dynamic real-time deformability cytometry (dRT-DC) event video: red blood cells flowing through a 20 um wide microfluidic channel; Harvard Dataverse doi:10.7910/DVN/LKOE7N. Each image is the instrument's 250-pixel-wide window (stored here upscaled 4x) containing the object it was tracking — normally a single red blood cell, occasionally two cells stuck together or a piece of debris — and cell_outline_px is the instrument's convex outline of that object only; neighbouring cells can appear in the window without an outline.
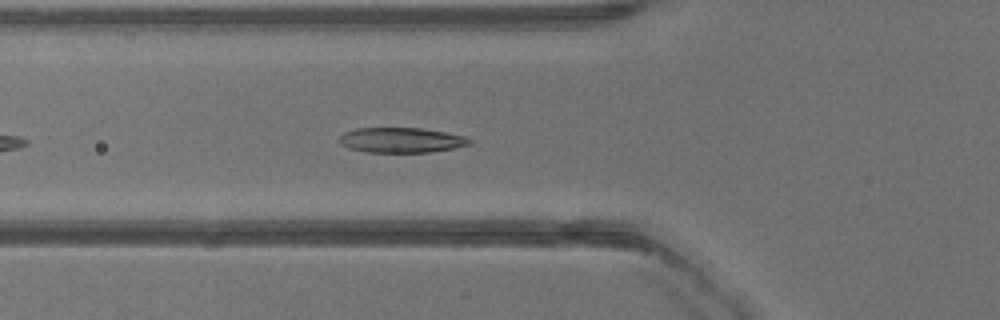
{"species": "common noctule bat (a hibernating species)", "species_latin": "Nyctalus noctula", "temperature_condition": "warm", "stored_images_in_passage": 29, "camera_frame_rate_fps": 3000, "um_per_image_px": 0.085, "animal": {"sex": "male", "body_mass_g": 13.3}, "frame": {"image": 1, "passage_image": 5, "time_ms": 1.333, "image_size_px": [1000, 320], "cell_outline_px": [[472, 144], [456, 148], [428, 152], [364, 152], [348, 148], [340, 144], [336, 140], [344, 132], [356, 128], [420, 128], [444, 132], [464, 136], [472, 140]], "centroid_in_image_um": [34.07, 11.91], "position_along_channel_um": 91.7, "area_um2": 19.19}}